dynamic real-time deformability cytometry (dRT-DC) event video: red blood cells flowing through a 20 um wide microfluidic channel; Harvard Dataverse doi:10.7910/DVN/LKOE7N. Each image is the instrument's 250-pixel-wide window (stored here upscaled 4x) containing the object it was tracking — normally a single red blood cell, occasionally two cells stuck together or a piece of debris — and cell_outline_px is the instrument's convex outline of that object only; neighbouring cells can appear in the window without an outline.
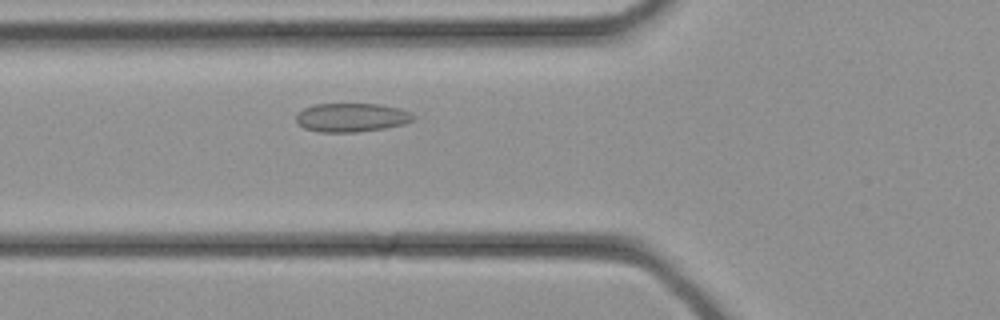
{"species": "common noctule bat (a hibernating species)", "species_latin": "Nyctalus noctula", "temperature_condition": "cold", "stored_images_in_passage": 30, "camera_frame_rate_fps": 3000, "um_per_image_px": 0.085, "animal": {"sex": "female", "body_mass_g": 21.9}, "frame": {"image": 1, "passage_image": 8, "time_ms": 2.333, "image_size_px": [1000, 320], "cell_outline_px": [[416, 116], [412, 120], [404, 124], [384, 128], [356, 132], [320, 132], [304, 128], [296, 120], [296, 116], [304, 108], [316, 104], [380, 104], [400, 108]], "centroid_in_image_um": [29.89, 9.98], "position_along_channel_um": 95.9, "area_um2": 19.48}}
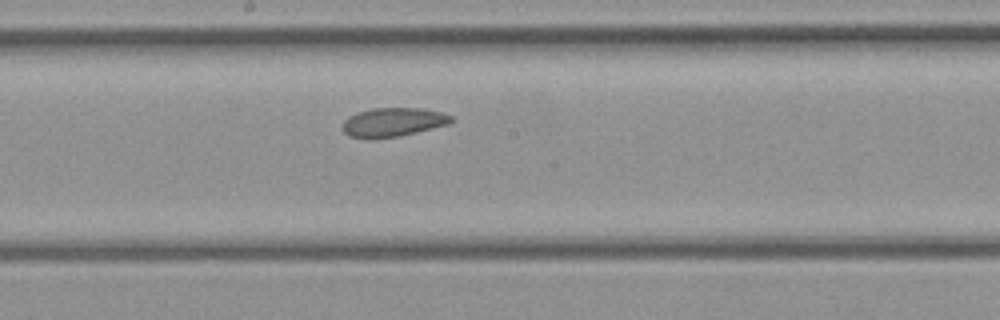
{"frame": {"image": 2, "passage_image": 14, "time_ms": 4.333, "image_size_px": [1000, 320], "cell_outline_px": [[452, 120], [448, 124], [400, 136], [372, 140], [348, 136], [340, 128], [344, 120], [348, 116], [372, 108], [424, 108], [440, 112], [452, 116]], "centroid_in_image_um": [33.34, 10.4], "position_along_channel_um": 214.9, "area_um2": 18.5}}
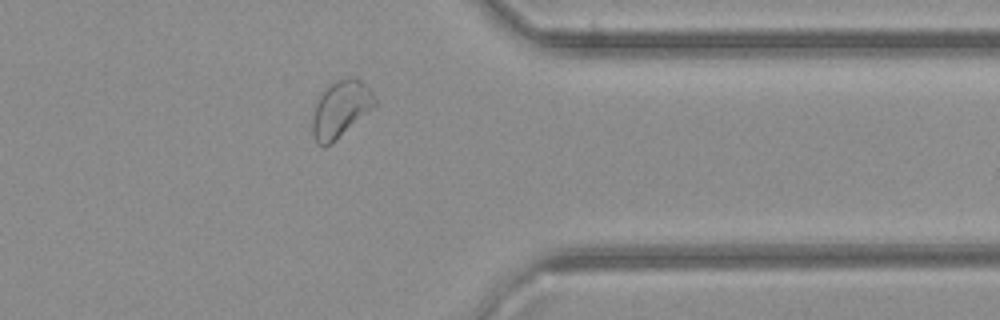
{"frame": {"image": 3, "passage_image": 23, "time_ms": 7.333, "image_size_px": [1000, 320], "cell_outline_px": [[376, 104], [372, 108], [332, 144], [324, 148], [316, 144], [312, 136], [312, 116], [316, 100], [320, 92], [336, 80], [352, 76], [356, 76], [368, 84], [376, 96]], "centroid_in_image_um": [28.93, 9.26], "position_along_channel_um": 382.5, "area_um2": 21.21}}